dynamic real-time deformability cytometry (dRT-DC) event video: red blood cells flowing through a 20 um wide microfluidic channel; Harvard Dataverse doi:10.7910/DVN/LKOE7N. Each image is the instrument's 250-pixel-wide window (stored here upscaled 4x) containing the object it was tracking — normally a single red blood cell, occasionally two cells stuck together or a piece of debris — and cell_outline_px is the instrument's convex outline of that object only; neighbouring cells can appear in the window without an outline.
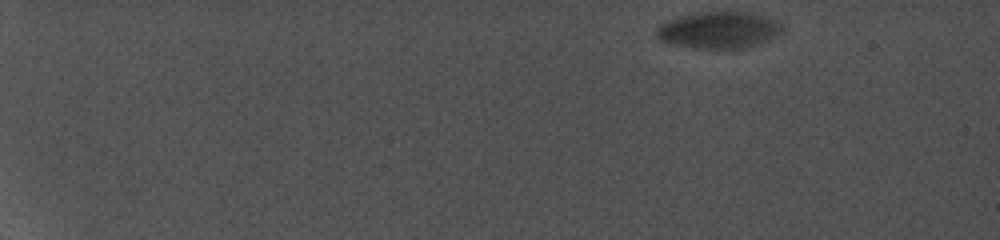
{"species": "common noctule bat (a hibernating species)", "species_latin": "Nyctalus noctula", "temperature_condition": "cold", "stored_images_in_passage": 8, "camera_frame_rate_fps": 5000, "um_per_image_px": 0.085, "animal": {"sex": "female", "body_mass_g": 19.0, "forearm_length_mm": 56.7}, "frame": {"image": 1, "passage_image": 1, "time_ms": 0.0, "image_size_px": [1000, 240], "cell_outline_px": [[784, 28], [780, 32], [756, 44], [744, 48], [696, 48], [668, 44], [660, 40], [656, 36], [656, 28], [660, 24], [668, 20], [696, 12], [744, 12], [760, 16], [784, 24]], "centroid_in_image_um": [61.0, 2.56], "position_along_channel_um": 24.0, "area_um2": 26.41}}
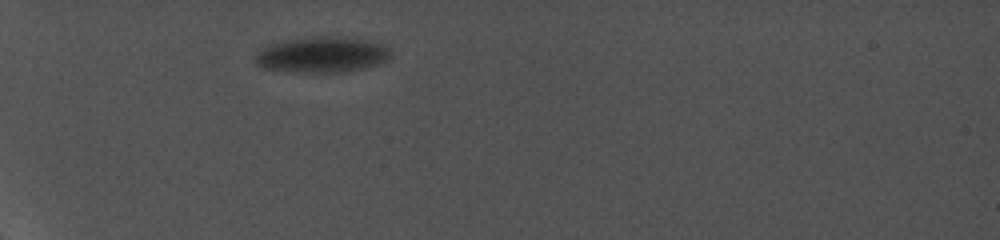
{"frame": {"image": 2, "passage_image": 5, "time_ms": 4.8, "image_size_px": [1000, 240], "cell_outline_px": [[392, 56], [388, 60], [380, 64], [344, 72], [296, 72], [260, 68], [256, 64], [256, 52], [268, 44], [292, 40], [320, 36], [344, 36], [368, 40], [384, 44], [392, 52]], "centroid_in_image_um": [27.42, 4.65], "position_along_channel_um": 57.6, "area_um2": 28.44}}
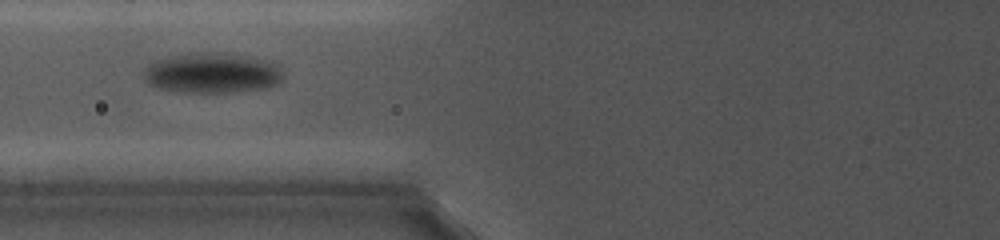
{"frame": {"image": 3, "passage_image": 7, "time_ms": 7.2, "image_size_px": [1000, 240], "cell_outline_px": [[284, 76], [276, 84], [268, 88], [232, 92], [184, 92], [156, 88], [148, 84], [144, 80], [144, 72], [148, 64], [156, 60], [168, 56], [212, 52], [216, 52], [268, 60], [276, 64], [280, 68]], "centroid_in_image_um": [18.02, 6.22], "position_along_channel_um": 107.8, "area_um2": 32.6}}